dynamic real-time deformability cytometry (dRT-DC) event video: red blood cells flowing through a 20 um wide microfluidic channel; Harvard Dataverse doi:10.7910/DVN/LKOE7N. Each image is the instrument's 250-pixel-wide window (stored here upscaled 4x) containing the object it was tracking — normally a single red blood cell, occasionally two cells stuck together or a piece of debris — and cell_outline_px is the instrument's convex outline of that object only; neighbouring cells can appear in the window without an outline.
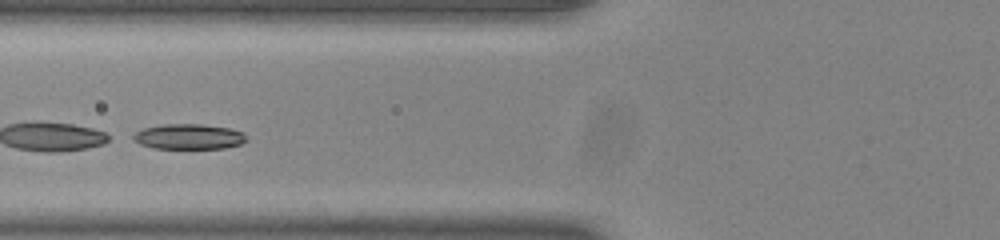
{"species": "common noctule bat (a hibernating species)", "species_latin": "Nyctalus noctula", "temperature_condition": "room temperature", "stored_images_in_passage": 44, "segment_of_instrument_passage": [2, 2], "camera_frame_rate_fps": 3000, "um_per_image_px": 0.085, "animal": {"sex": "male", "body_mass_g": 20.0, "forearm_length_mm": 53.3}, "frame": {"image": 1, "passage_image": 13, "time_ms": 4.0, "image_size_px": [1000, 240], "cell_outline_px": [[248, 140], [240, 144], [224, 148], [152, 148], [140, 144], [132, 140], [132, 136], [136, 132], [144, 128], [164, 124], [200, 124], [228, 128], [244, 132], [248, 136]], "centroid_in_image_um": [16.06, 11.61], "position_along_channel_um": 109.7, "area_um2": 16.7}}
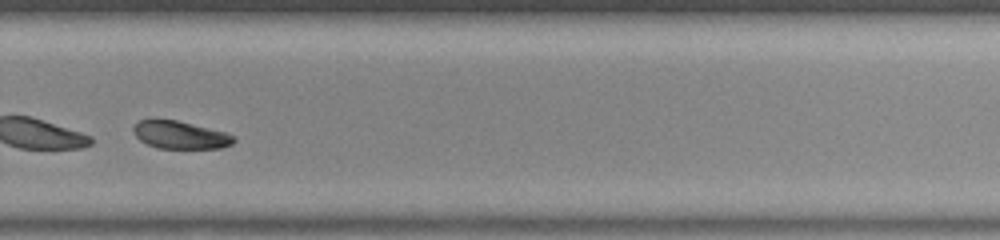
{"frame": {"image": 2, "passage_image": 29, "time_ms": 9.333, "image_size_px": [1000, 240], "cell_outline_px": [[236, 140], [232, 144], [220, 148], [156, 148], [140, 140], [132, 132], [132, 128], [140, 120], [176, 120], [224, 132], [232, 136]], "centroid_in_image_um": [15.29, 11.48], "position_along_channel_um": 314.5, "area_um2": 15.9}}